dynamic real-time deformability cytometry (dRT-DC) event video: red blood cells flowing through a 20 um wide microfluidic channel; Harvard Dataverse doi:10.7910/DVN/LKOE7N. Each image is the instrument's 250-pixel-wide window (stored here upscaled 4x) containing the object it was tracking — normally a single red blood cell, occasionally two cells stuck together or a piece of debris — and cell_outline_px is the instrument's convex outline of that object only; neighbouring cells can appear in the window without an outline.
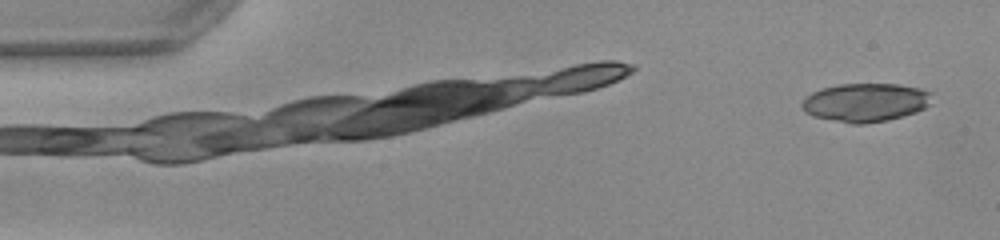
{"species": "common noctule bat (a hibernating species)", "species_latin": "Nyctalus noctula", "temperature_condition": "warm", "stored_images_in_passage": 37, "camera_frame_rate_fps": 3000, "um_per_image_px": 0.085, "animal": {"sex": "female", "body_mass_g": 22.0, "forearm_length_mm": 56.7}, "frame": {"image": 1, "passage_image": 2, "time_ms": 0.333, "image_size_px": [1000, 240], "cell_outline_px": [[928, 104], [924, 108], [916, 112], [888, 120], [864, 124], [852, 124], [812, 116], [804, 112], [800, 104], [804, 96], [820, 88], [840, 84], [900, 84], [920, 88], [928, 92]], "centroid_in_image_um": [73.47, 8.71], "position_along_channel_um": 11.5, "area_um2": 29.19}}
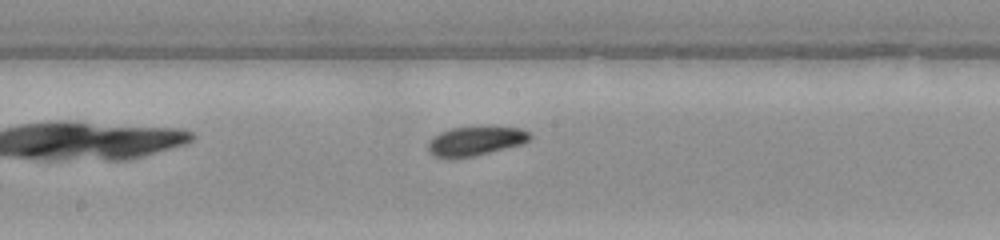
{"frame": {"image": 2, "passage_image": 18, "time_ms": 5.667, "image_size_px": [1000, 240], "cell_outline_px": [[532, 136], [524, 144], [472, 156], [432, 156], [428, 152], [428, 140], [432, 136], [440, 132], [452, 128], [520, 128], [532, 132]], "centroid_in_image_um": [40.43, 11.98], "position_along_channel_um": 207.8, "area_um2": 16.82}}
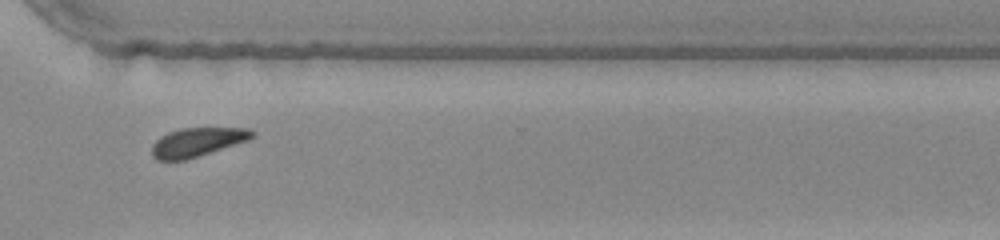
{"frame": {"image": 3, "passage_image": 29, "time_ms": 9.333, "image_size_px": [1000, 240], "cell_outline_px": [[256, 136], [248, 140], [184, 160], [160, 160], [152, 156], [152, 148], [156, 140], [160, 136], [168, 132], [180, 128], [248, 128], [256, 132]], "centroid_in_image_um": [16.78, 12.06], "position_along_channel_um": 353.8, "area_um2": 16.65}}